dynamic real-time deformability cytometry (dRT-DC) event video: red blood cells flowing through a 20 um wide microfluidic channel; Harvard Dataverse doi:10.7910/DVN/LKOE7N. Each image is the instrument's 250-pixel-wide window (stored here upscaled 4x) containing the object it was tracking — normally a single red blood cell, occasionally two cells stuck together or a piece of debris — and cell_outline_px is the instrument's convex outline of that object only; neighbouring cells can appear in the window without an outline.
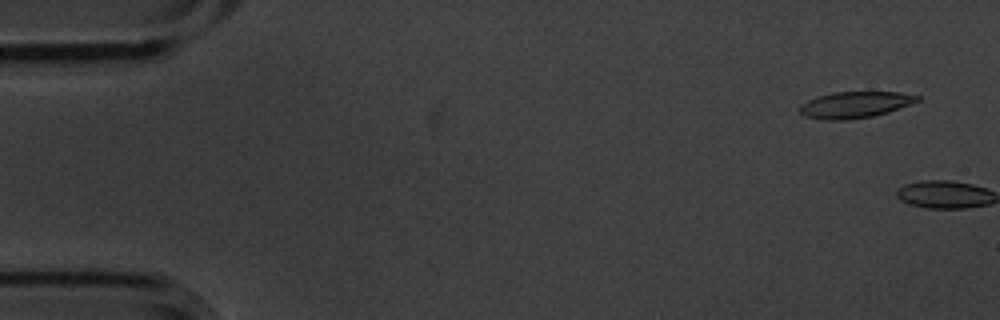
{"species": "common noctule bat (a hibernating species)", "species_latin": "Nyctalus noctula", "temperature_condition": "cold", "stored_images_in_passage": 2, "camera_frame_rate_fps": 3000, "um_per_image_px": 0.085, "animal": {"sex": "male", "body_mass_g": 20.1, "forearm_length_mm": 53.5}, "frame": {"image": 1, "passage_image": 1, "time_ms": 0.0, "image_size_px": [1000, 320], "cell_outline_px": [[920, 100], [888, 112], [872, 116], [848, 120], [824, 120], [804, 116], [800, 112], [800, 104], [808, 100], [832, 92], [900, 92], [920, 96]], "centroid_in_image_um": [72.66, 8.91], "position_along_channel_um": 12.3, "area_um2": 17.98}}